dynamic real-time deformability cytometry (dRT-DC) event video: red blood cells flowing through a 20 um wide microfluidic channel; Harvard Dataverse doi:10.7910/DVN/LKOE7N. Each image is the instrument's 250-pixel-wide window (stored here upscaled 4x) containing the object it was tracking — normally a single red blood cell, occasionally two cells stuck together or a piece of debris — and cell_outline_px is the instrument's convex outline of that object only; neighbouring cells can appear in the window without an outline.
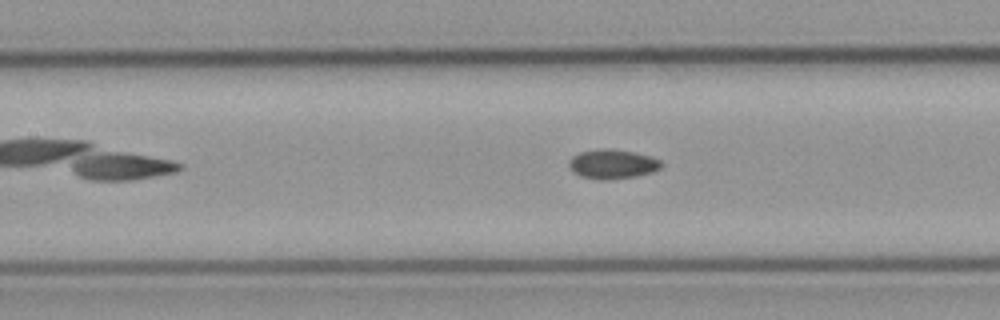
{"species": "common noctule bat (a hibernating species)", "species_latin": "Nyctalus noctula", "temperature_condition": "cold", "stored_images_in_passage": 23, "camera_frame_rate_fps": 3000, "um_per_image_px": 0.085, "animal": {"sex": "male", "body_mass_g": 23.1, "forearm_length_mm": 52.7}, "frame": {"image": 1, "passage_image": 17, "time_ms": 5.333, "image_size_px": [1000, 320], "cell_outline_px": [[664, 164], [660, 168], [652, 172], [636, 176], [600, 180], [580, 176], [572, 172], [568, 164], [568, 160], [572, 156], [580, 152], [600, 148], [612, 148], [652, 156], [660, 160]], "centroid_in_image_um": [52.04, 13.93], "position_along_channel_um": 155.4, "area_um2": 15.95}}